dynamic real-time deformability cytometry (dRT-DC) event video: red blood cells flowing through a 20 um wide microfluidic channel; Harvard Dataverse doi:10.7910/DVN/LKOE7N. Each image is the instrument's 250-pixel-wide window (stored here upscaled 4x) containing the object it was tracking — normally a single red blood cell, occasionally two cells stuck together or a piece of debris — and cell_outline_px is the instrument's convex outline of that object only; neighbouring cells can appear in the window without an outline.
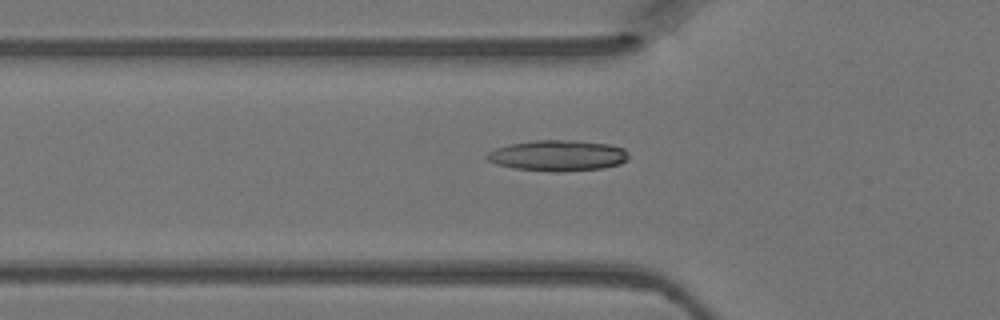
{"species": "Egyptian fruit bat (a non-hibernating species)", "species_latin": "Rousettus aegyptiacus", "temperature_condition": "warm", "stored_images_in_passage": 47, "camera_frame_rate_fps": 3000, "um_per_image_px": 0.085, "animal": {"sex": "female"}, "frame": {"image": 1, "passage_image": 16, "time_ms": 5.0, "image_size_px": [1000, 320], "cell_outline_px": [[628, 160], [620, 164], [604, 168], [560, 172], [552, 172], [516, 168], [496, 164], [488, 160], [484, 156], [488, 152], [496, 148], [508, 144], [536, 140], [576, 140], [608, 144], [624, 148], [628, 152]], "centroid_in_image_um": [47.43, 13.22], "position_along_channel_um": 78.4, "area_um2": 25.66}}
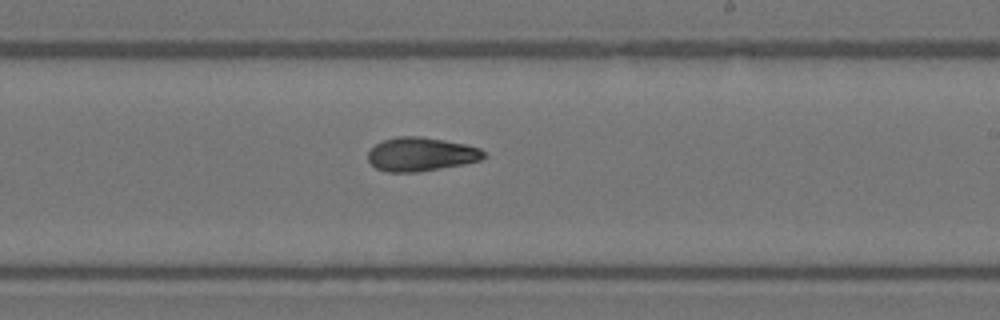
{"frame": {"image": 2, "passage_image": 28, "time_ms": 9.0, "image_size_px": [1000, 320], "cell_outline_px": [[488, 156], [480, 160], [440, 168], [416, 172], [388, 172], [376, 168], [368, 160], [368, 152], [376, 144], [384, 140], [396, 136], [420, 136], [444, 140], [464, 144], [480, 148]], "centroid_in_image_um": [35.77, 13.1], "position_along_channel_um": 253.2, "area_um2": 22.6}}
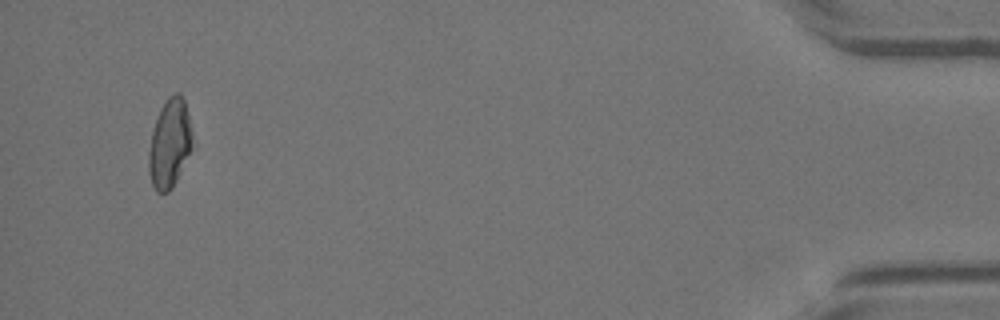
{"frame": {"image": 3, "passage_image": 45, "time_ms": 14.667, "image_size_px": [1000, 320], "cell_outline_px": [[192, 148], [172, 188], [168, 192], [156, 192], [152, 184], [148, 168], [148, 152], [152, 132], [160, 108], [168, 96], [176, 92], [180, 92], [184, 100], [188, 116], [192, 136]], "centroid_in_image_um": [14.4, 12.19], "position_along_channel_um": 420.8, "area_um2": 22.37}}